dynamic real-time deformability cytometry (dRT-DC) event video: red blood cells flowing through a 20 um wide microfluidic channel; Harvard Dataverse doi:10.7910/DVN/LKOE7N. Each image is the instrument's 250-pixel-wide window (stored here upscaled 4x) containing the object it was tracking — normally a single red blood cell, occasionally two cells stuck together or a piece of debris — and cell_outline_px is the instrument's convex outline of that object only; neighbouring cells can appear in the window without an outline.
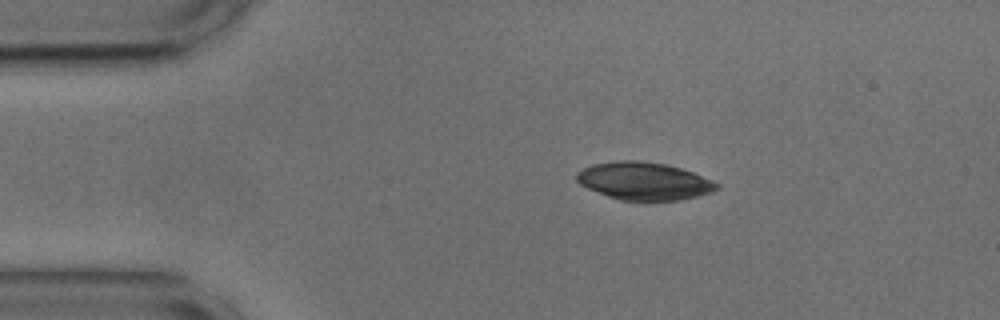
{"species": "common noctule bat (a hibernating species)", "species_latin": "Nyctalus noctula", "temperature_condition": "cold", "stored_images_in_passage": 30, "camera_frame_rate_fps": 3000, "um_per_image_px": 0.085, "animal": {"sex": "male", "body_mass_g": 17.9, "forearm_length_mm": 54.2}, "frame": {"image": 1, "passage_image": 1, "time_ms": 0.0, "image_size_px": [1000, 320], "cell_outline_px": [[720, 184], [716, 188], [708, 192], [696, 196], [680, 200], [620, 200], [608, 196], [588, 188], [580, 184], [576, 180], [576, 172], [592, 164], [620, 160], [636, 160], [664, 164], [680, 168], [692, 172], [712, 180]], "centroid_in_image_um": [54.7, 15.38], "position_along_channel_um": 30.3, "area_um2": 30.35}}
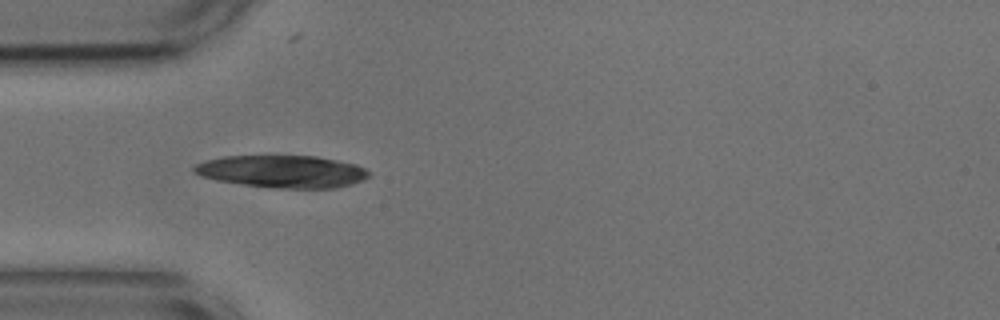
{"frame": {"image": 2, "passage_image": 7, "time_ms": 2.0, "image_size_px": [1000, 320], "cell_outline_px": [[368, 176], [364, 180], [352, 184], [336, 188], [276, 188], [244, 184], [216, 180], [204, 176], [196, 172], [192, 168], [196, 164], [208, 160], [224, 156], [272, 152], [316, 156], [356, 164], [364, 168], [368, 172]], "centroid_in_image_um": [24.0, 14.52], "position_along_channel_um": 61.0, "area_um2": 33.93}}
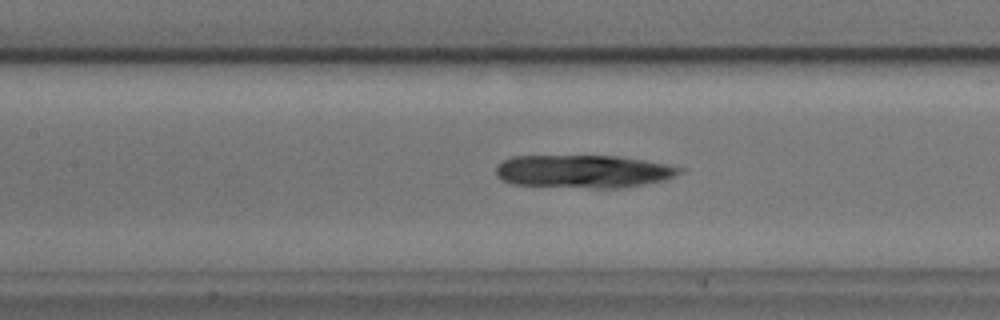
{"frame": {"image": 3, "passage_image": 15, "time_ms": 4.667, "image_size_px": [1000, 320], "cell_outline_px": [[688, 168], [684, 172], [664, 180], [620, 188], [596, 188], [512, 184], [496, 176], [496, 164], [512, 156], [620, 156], [644, 160]], "centroid_in_image_um": [49.62, 14.56], "position_along_channel_um": 157.8, "area_um2": 35.37}}